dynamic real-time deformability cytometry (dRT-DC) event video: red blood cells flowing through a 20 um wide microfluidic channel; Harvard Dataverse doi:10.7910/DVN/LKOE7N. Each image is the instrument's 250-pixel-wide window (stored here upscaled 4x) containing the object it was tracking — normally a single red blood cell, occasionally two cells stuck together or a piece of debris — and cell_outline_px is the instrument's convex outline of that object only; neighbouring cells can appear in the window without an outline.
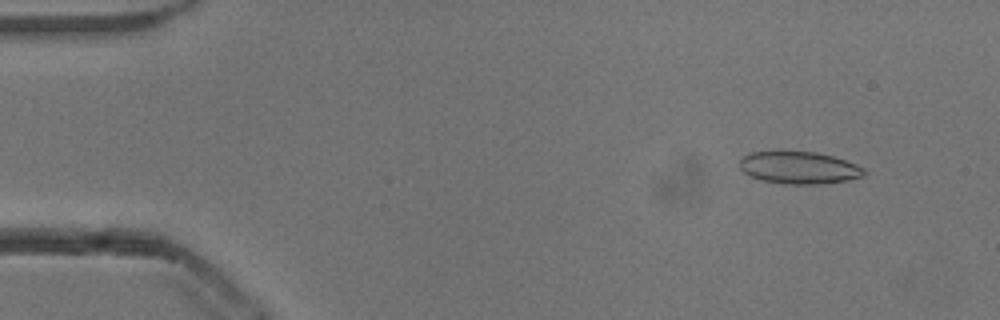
{"species": "common noctule bat (a hibernating species)", "species_latin": "Nyctalus noctula", "temperature_condition": "cold", "stored_images_in_passage": 53, "camera_frame_rate_fps": 3000, "um_per_image_px": 0.085, "animal": {"sex": "male", "body_mass_g": 13.3}, "frame": {"image": 1, "passage_image": 5, "time_ms": 1.333, "image_size_px": [1000, 320], "cell_outline_px": [[868, 172], [864, 176], [848, 180], [820, 184], [784, 184], [764, 180], [752, 176], [744, 172], [740, 168], [740, 160], [748, 152], [816, 152], [832, 156], [844, 160], [864, 168]], "centroid_in_image_um": [67.95, 14.26], "position_along_channel_um": 17.1, "area_um2": 23.18}}
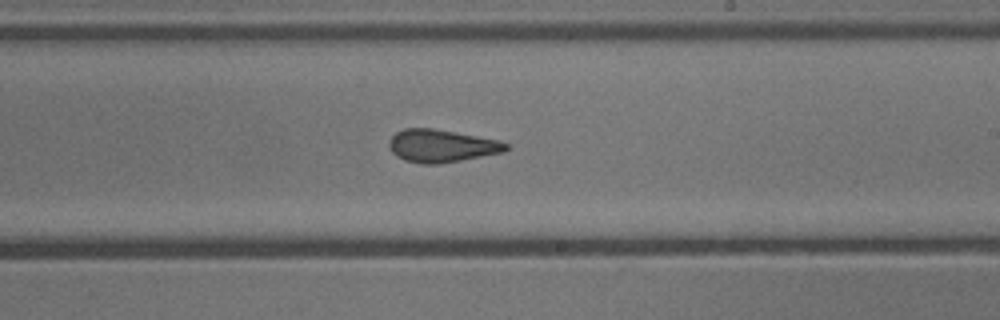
{"frame": {"image": 2, "passage_image": 31, "time_ms": 10.0, "image_size_px": [1000, 320], "cell_outline_px": [[508, 148], [504, 152], [460, 160], [436, 164], [420, 164], [404, 160], [396, 156], [392, 152], [388, 144], [388, 140], [396, 132], [404, 128], [432, 128], [500, 140], [508, 144]], "centroid_in_image_um": [37.5, 12.4], "position_along_channel_um": 251.5, "area_um2": 22.25}}
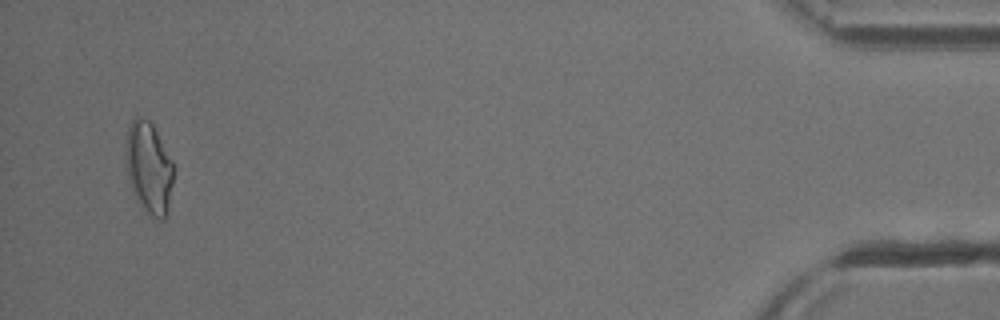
{"frame": {"image": 3, "passage_image": 51, "time_ms": 16.667, "image_size_px": [1000, 320], "cell_outline_px": [[172, 184], [168, 216], [164, 220], [156, 220], [136, 200], [132, 192], [128, 172], [128, 128], [132, 120], [136, 116], [140, 116], [152, 120], [172, 160]], "centroid_in_image_um": [12.7, 14.27], "position_along_channel_um": 422.5, "area_um2": 25.26}, "authors_computed_cell_mechanics": {"area_um2": 22.8888, "velocity_mm_per_s": 3.8478, "shape_relaxation_time_tau1_ms": null, "shape_relaxation_time_tau2_ms": 1.9604, "deformation_change_tau1": null, "deformation_change_tau2": 0.0814}}